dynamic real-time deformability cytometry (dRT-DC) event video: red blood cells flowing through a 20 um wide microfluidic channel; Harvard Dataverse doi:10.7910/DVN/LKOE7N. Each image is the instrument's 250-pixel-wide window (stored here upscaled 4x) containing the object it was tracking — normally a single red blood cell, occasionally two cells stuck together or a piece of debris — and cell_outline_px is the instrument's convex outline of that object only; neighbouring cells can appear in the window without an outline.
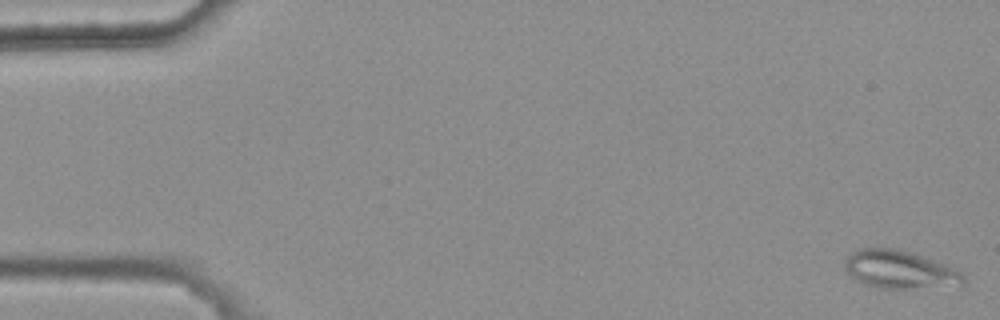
{"species": "common noctule bat (a hibernating species)", "species_latin": "Nyctalus noctula", "temperature_condition": "warm", "stored_images_in_passage": 5, "camera_frame_rate_fps": 3000, "um_per_image_px": 0.085, "animal": {"sex": "female", "body_mass_g": 25.1}, "frame": {"image": 1, "passage_image": 1, "time_ms": 0.0, "image_size_px": [1000, 320], "cell_outline_px": [[964, 284], [904, 288], [880, 288], [856, 280], [844, 268], [844, 260], [852, 252], [860, 248], [892, 248], [908, 252], [956, 268], [964, 272]], "centroid_in_image_um": [76.45, 22.9], "position_along_channel_um": 8.6, "area_um2": 25.66}}